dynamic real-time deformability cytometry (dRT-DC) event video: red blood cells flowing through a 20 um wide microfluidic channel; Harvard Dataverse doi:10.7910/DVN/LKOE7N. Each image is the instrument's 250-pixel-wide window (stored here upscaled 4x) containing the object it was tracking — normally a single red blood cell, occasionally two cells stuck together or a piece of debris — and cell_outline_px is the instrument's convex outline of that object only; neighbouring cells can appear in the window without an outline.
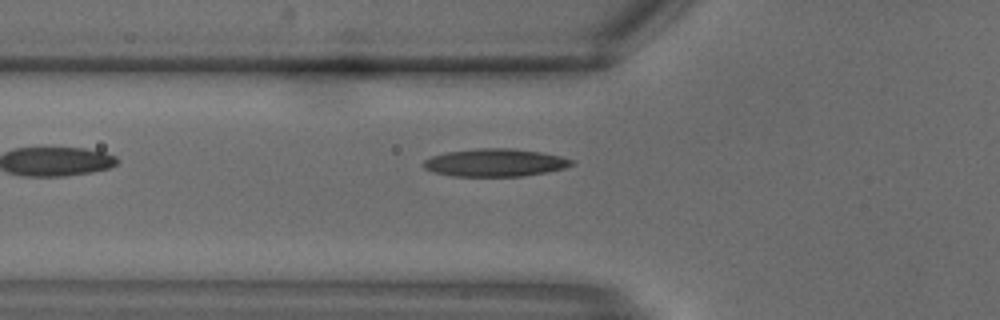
{"species": "common noctule bat (a hibernating species)", "species_latin": "Nyctalus noctula", "temperature_condition": "warm", "stored_images_in_passage": 6, "camera_frame_rate_fps": 3000, "um_per_image_px": 0.085, "animal": {"sex": "male", "body_mass_g": 18.8}, "frame": {"image": 1, "passage_image": 6, "time_ms": 1.667, "image_size_px": [1000, 320], "cell_outline_px": [[576, 164], [564, 168], [548, 172], [524, 176], [452, 176], [432, 172], [424, 168], [420, 164], [424, 160], [432, 156], [444, 152], [476, 148], [512, 148], [540, 152], [560, 156], [576, 160]], "centroid_in_image_um": [42.08, 13.82], "position_along_channel_um": 83.7, "area_um2": 24.33}}